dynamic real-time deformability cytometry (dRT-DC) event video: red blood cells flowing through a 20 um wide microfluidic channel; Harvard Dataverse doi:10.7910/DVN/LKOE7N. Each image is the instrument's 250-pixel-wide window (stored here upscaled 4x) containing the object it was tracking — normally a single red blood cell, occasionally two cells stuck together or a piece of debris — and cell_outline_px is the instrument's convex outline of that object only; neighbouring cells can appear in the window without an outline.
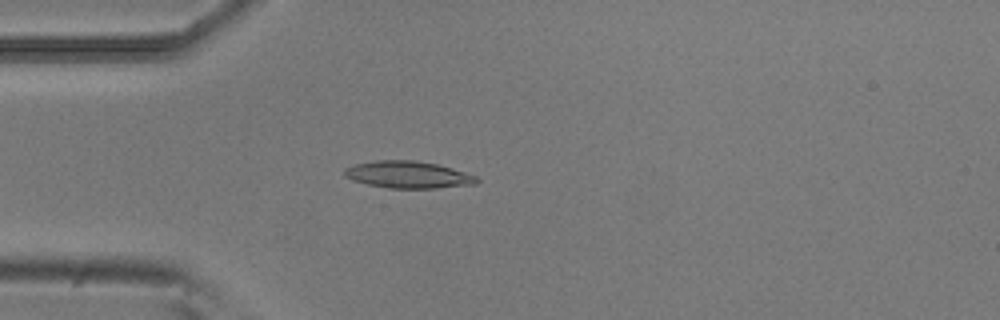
{"species": "common noctule bat (a hibernating species)", "species_latin": "Nyctalus noctula", "temperature_condition": "room temperature", "stored_images_in_passage": 48, "camera_frame_rate_fps": 3000, "um_per_image_px": 0.085, "animal": {"sex": "male", "body_mass_g": 20.5, "forearm_length_mm": 52.5}, "frame": {"image": 1, "passage_image": 9, "time_ms": 2.667, "image_size_px": [1000, 320], "cell_outline_px": [[456, 180], [452, 184], [424, 188], [400, 188], [372, 184], [360, 180], [352, 176], [364, 164], [432, 164], [448, 168], [456, 172]], "centroid_in_image_um": [34.52, 14.91], "position_along_channel_um": 50.5, "area_um2": 14.85}}
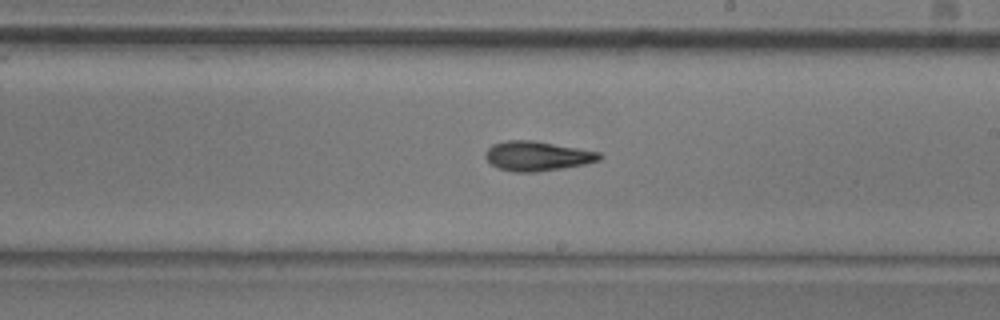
{"frame": {"image": 2, "passage_image": 25, "time_ms": 8.0, "image_size_px": [1000, 320], "cell_outline_px": [[600, 156], [592, 160], [576, 164], [548, 168], [504, 168], [496, 164], [488, 156], [488, 152], [492, 148], [500, 144], [548, 144], [592, 152]], "centroid_in_image_um": [45.7, 13.26], "position_along_channel_um": 243.3, "area_um2": 15.03}}
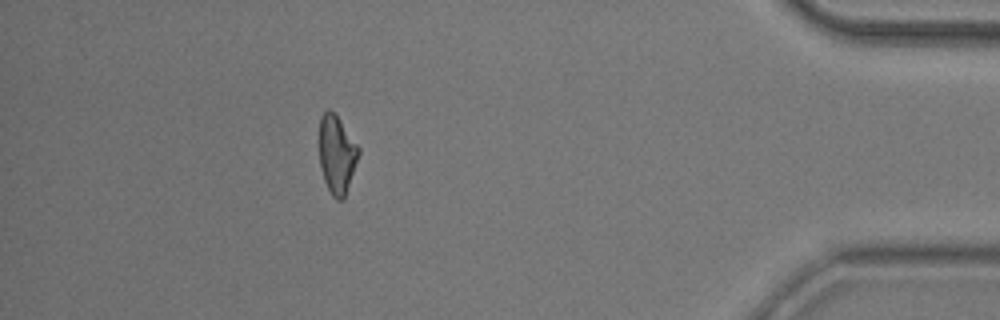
{"frame": {"image": 3, "passage_image": 42, "time_ms": 13.667, "image_size_px": [1000, 320], "cell_outline_px": [[356, 160], [344, 196], [336, 196], [332, 192], [324, 176], [320, 160], [320, 120], [324, 112], [332, 112], [336, 116], [356, 148]], "centroid_in_image_um": [28.57, 13.08], "position_along_channel_um": 406.6, "area_um2": 15.66}, "authors_computed_cell_mechanics": {"area_um2": 15.7794, "velocity_mm_per_s": 3.7784, "shape_relaxation_time_tau1_ms": null, "shape_relaxation_time_tau2_ms": 7.9616, "deformation_change_tau1": null, "deformation_change_tau2": 0.1839}}